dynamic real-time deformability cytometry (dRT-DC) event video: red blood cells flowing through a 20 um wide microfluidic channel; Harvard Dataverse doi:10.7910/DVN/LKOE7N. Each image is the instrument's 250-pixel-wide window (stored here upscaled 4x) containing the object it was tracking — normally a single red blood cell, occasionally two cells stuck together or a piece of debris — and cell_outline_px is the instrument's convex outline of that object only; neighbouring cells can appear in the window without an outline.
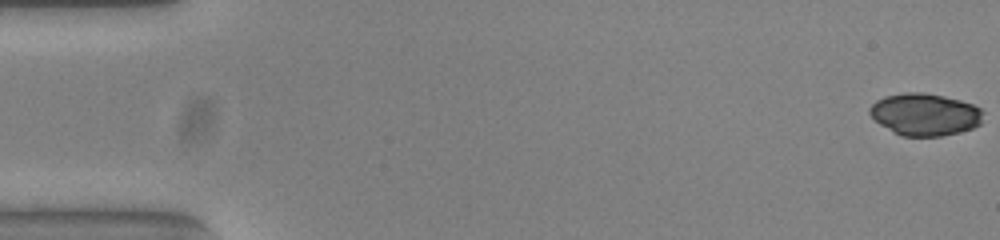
{"species": "common noctule bat (a hibernating species)", "species_latin": "Nyctalus noctula", "temperature_condition": "warm", "stored_images_in_passage": 53, "camera_frame_rate_fps": 3000, "um_per_image_px": 0.085, "animal": {"sex": "female", "body_mass_g": 23.0, "forearm_length_mm": 53.4}, "frame": {"image": 1, "passage_image": 1, "time_ms": 0.0, "image_size_px": [1000, 240], "cell_outline_px": [[984, 112], [980, 124], [972, 128], [960, 132], [940, 136], [904, 136], [880, 124], [868, 112], [868, 108], [876, 100], [884, 96], [904, 92], [924, 92], [944, 96], [960, 100], [972, 104], [980, 108]], "centroid_in_image_um": [78.62, 9.71], "position_along_channel_um": 6.4, "area_um2": 27.86}}